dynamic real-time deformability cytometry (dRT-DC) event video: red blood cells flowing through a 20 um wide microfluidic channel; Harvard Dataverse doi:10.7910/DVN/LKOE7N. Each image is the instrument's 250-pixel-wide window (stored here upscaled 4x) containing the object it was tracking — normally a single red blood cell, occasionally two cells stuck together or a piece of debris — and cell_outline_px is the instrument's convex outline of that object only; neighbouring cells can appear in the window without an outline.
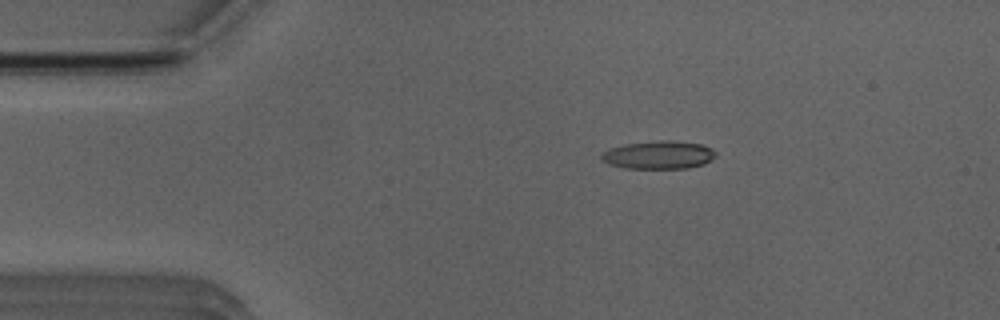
{"species": "Egyptian fruit bat (a non-hibernating species)", "species_latin": "Rousettus aegyptiacus", "temperature_condition": "room temperature", "stored_images_in_passage": 21, "camera_frame_rate_fps": 3000, "um_per_image_px": 0.085, "animal": {"sex": "male"}, "frame": {"image": 1, "passage_image": 9, "time_ms": 2.667, "image_size_px": [1000, 320], "cell_outline_px": [[716, 156], [712, 160], [704, 164], [688, 168], [624, 168], [600, 160], [600, 156], [608, 148], [624, 144], [664, 140], [668, 140], [700, 144], [712, 148], [716, 152]], "centroid_in_image_um": [56.0, 13.17], "position_along_channel_um": 29.0, "area_um2": 18.67}}
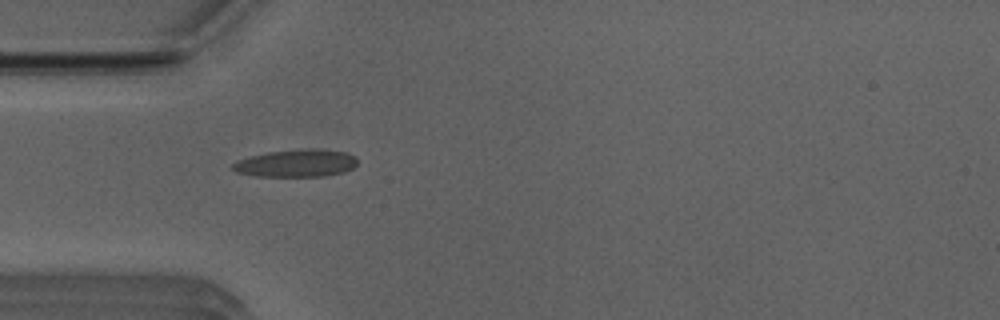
{"frame": {"image": 2, "passage_image": 15, "time_ms": 4.667, "image_size_px": [1000, 320], "cell_outline_px": [[356, 164], [352, 168], [344, 172], [324, 176], [256, 176], [236, 172], [232, 168], [232, 164], [236, 160], [248, 156], [268, 152], [312, 148], [344, 152], [356, 156]], "centroid_in_image_um": [25.15, 13.87], "position_along_channel_um": 59.8, "area_um2": 19.94}}